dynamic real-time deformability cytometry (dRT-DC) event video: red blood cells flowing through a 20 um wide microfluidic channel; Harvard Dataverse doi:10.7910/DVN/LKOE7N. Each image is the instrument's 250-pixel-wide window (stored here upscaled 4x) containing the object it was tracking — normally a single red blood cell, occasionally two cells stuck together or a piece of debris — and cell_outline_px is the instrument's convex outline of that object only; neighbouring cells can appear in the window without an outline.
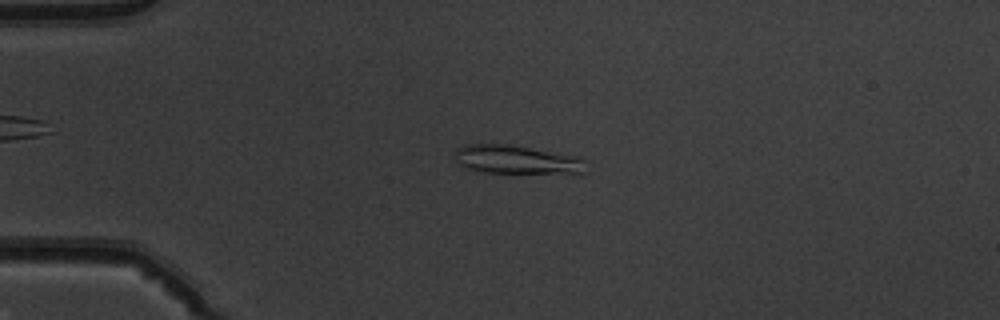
{"species": "common noctule bat (a hibernating species)", "species_latin": "Nyctalus noctula", "temperature_condition": "warm", "stored_images_in_passage": 50, "camera_frame_rate_fps": 3000, "um_per_image_px": 0.085, "animal": {"sex": "male", "body_mass_g": 19.5, "forearm_length_mm": 54.6}, "frame": {"image": 1, "passage_image": 12, "time_ms": 3.667, "image_size_px": [1000, 320], "cell_outline_px": [[588, 160], [584, 172], [484, 172], [468, 168], [460, 164], [456, 160], [452, 152], [456, 148], [464, 144], [508, 144], [580, 156]], "centroid_in_image_um": [43.89, 13.53], "position_along_channel_um": 41.1, "area_um2": 21.79}}
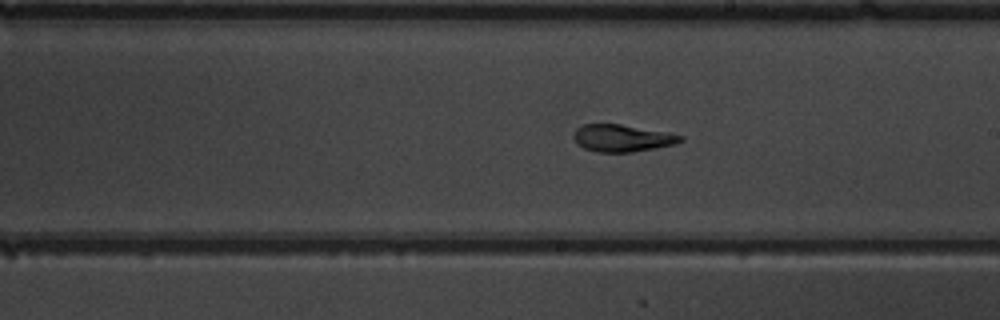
{"frame": {"image": 2, "passage_image": 29, "time_ms": 9.333, "image_size_px": [1000, 320], "cell_outline_px": [[684, 140], [676, 144], [656, 148], [632, 152], [596, 152], [584, 148], [572, 136], [576, 128], [584, 124], [620, 124], [668, 132], [684, 136]], "centroid_in_image_um": [52.92, 11.74], "position_along_channel_um": 236.1, "area_um2": 16.94}}
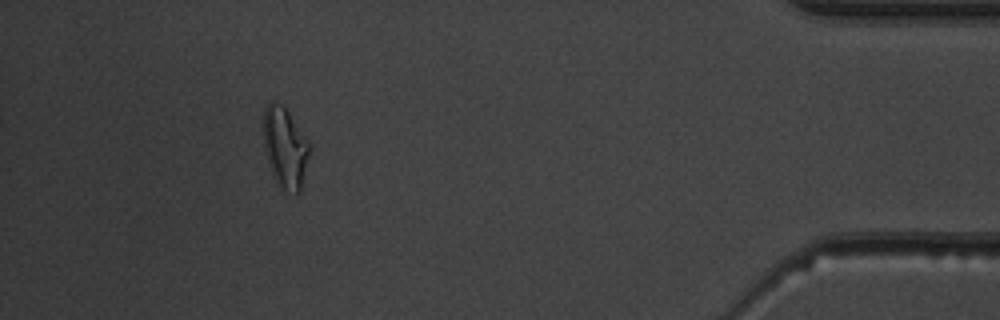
{"frame": {"image": 3, "passage_image": 46, "time_ms": 15.0, "image_size_px": [1000, 320], "cell_outline_px": [[312, 148], [300, 192], [296, 196], [280, 188], [272, 172], [264, 148], [264, 108], [272, 100], [284, 104], [308, 140]], "centroid_in_image_um": [24.27, 12.54], "position_along_channel_um": 410.9, "area_um2": 22.02}, "authors_computed_cell_mechanics": {"area_um2": 18.3515, "velocity_mm_per_s": 3.9997, "shape_relaxation_time_tau1_ms": null, "shape_relaxation_time_tau2_ms": 1.7957, "deformation_change_tau1": null, "deformation_change_tau2": 0.0943}}